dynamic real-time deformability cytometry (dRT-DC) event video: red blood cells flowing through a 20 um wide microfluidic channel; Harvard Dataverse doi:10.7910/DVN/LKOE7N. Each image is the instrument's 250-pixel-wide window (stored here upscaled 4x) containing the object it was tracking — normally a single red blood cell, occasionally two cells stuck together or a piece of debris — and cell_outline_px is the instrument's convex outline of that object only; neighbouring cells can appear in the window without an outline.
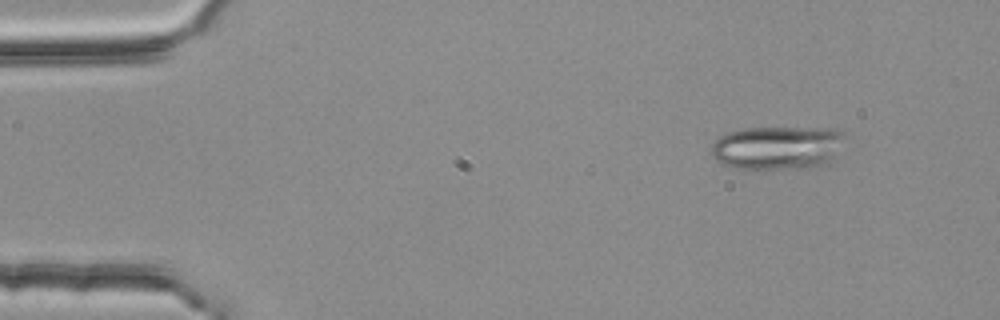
{"species": "common noctule bat (a hibernating species)", "species_latin": "Nyctalus noctula", "temperature_condition": "room temperature", "stored_images_in_passage": 5, "camera_frame_rate_fps": 3000, "um_per_image_px": 0.085, "animal": {"sex": "female", "body_mass_g": 25.1}, "frame": {"image": 1, "passage_image": 2, "time_ms": 0.333, "image_size_px": [1000, 320], "cell_outline_px": [[844, 136], [828, 164], [816, 168], [732, 168], [716, 160], [712, 156], [712, 144], [720, 136], [728, 132], [748, 128], [836, 128], [844, 132]], "centroid_in_image_um": [66.08, 12.55], "position_along_channel_um": 18.9, "area_um2": 33.7}}